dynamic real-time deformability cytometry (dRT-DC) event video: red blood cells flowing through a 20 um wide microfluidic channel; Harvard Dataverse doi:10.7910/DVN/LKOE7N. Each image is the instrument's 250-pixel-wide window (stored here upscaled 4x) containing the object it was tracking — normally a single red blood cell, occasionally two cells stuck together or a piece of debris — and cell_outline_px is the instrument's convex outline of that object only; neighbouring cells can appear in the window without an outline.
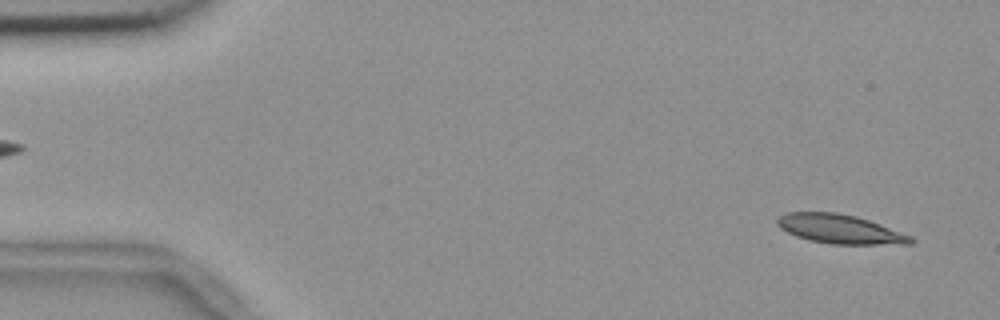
{"species": "common noctule bat (a hibernating species)", "species_latin": "Nyctalus noctula", "temperature_condition": "room temperature", "stored_images_in_passage": 55, "camera_frame_rate_fps": 3000, "um_per_image_px": 0.085, "animal": {"sex": "female", "body_mass_g": 18.4}, "frame": {"image": 1, "passage_image": 3, "time_ms": 0.667, "image_size_px": [1000, 320], "cell_outline_px": [[916, 240], [912, 244], [832, 244], [808, 240], [796, 236], [780, 228], [776, 224], [776, 220], [784, 212], [836, 212], [856, 216], [880, 224], [912, 236]], "centroid_in_image_um": [71.39, 19.47], "position_along_channel_um": 13.6, "area_um2": 22.72}}
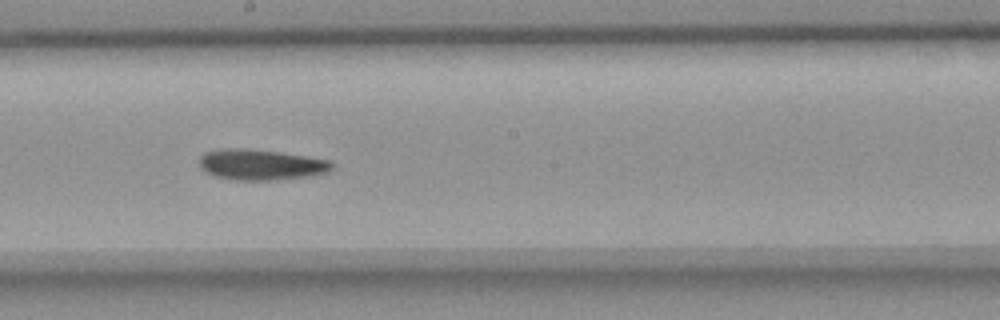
{"frame": {"image": 2, "passage_image": 30, "time_ms": 9.667, "image_size_px": [1000, 320], "cell_outline_px": [[332, 168], [328, 172], [312, 176], [276, 180], [236, 180], [216, 176], [204, 172], [200, 168], [200, 156], [204, 152], [224, 148], [244, 148], [280, 152], [332, 160]], "centroid_in_image_um": [22.18, 13.99], "position_along_channel_um": 226.0, "area_um2": 23.93}}
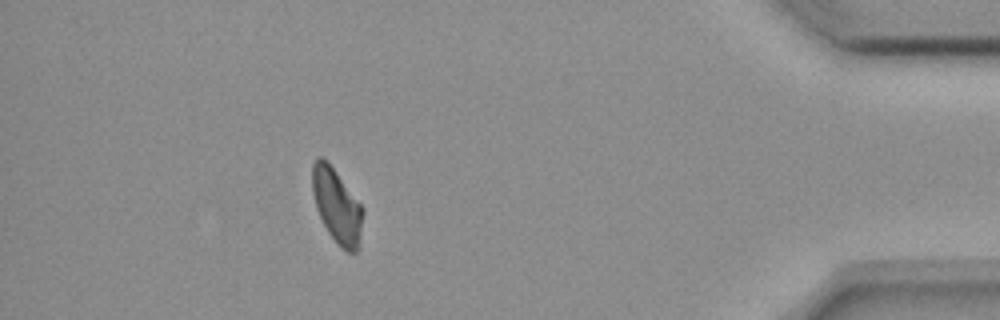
{"frame": {"image": 3, "passage_image": 49, "time_ms": 16.0, "image_size_px": [1000, 320], "cell_outline_px": [[364, 212], [360, 244], [356, 252], [348, 252], [340, 248], [336, 244], [328, 232], [316, 208], [312, 192], [312, 164], [316, 156], [320, 156], [328, 160], [360, 204]], "centroid_in_image_um": [28.63, 17.5], "position_along_channel_um": 406.6, "area_um2": 22.14}, "authors_computed_cell_mechanics": {"area_um2": 23.0622, "velocity_mm_per_s": 3.6503, "shape_relaxation_time_tau1_ms": 10.537, "shape_relaxation_time_tau2_ms": null, "deformation_change_tau1": 0.2174, "deformation_change_tau2": null}}